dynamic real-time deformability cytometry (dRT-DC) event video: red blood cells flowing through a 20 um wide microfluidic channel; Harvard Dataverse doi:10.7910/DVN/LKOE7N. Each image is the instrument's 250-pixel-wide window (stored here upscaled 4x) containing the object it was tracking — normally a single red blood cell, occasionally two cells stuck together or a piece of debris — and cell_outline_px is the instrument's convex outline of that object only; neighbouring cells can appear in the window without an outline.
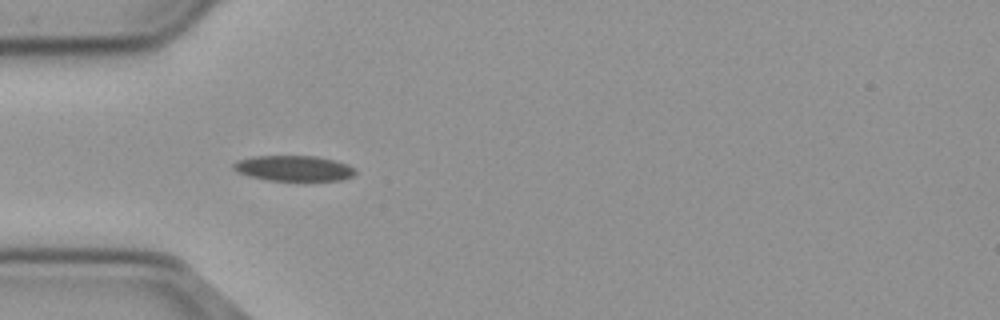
{"species": "common noctule bat (a hibernating species)", "species_latin": "Nyctalus noctula", "temperature_condition": "cold", "stored_images_in_passage": 13, "camera_frame_rate_fps": 3000, "um_per_image_px": 0.085, "animal": {"sex": "male", "body_mass_g": 23.1, "forearm_length_mm": 52.7}, "frame": {"image": 1, "passage_image": 6, "time_ms": 1.667, "image_size_px": [1000, 320], "cell_outline_px": [[356, 172], [352, 176], [340, 180], [268, 180], [248, 176], [236, 172], [232, 168], [232, 164], [236, 160], [252, 156], [316, 156], [348, 164], [356, 168]], "centroid_in_image_um": [24.92, 14.3], "position_along_channel_um": 60.1, "area_um2": 18.15}}
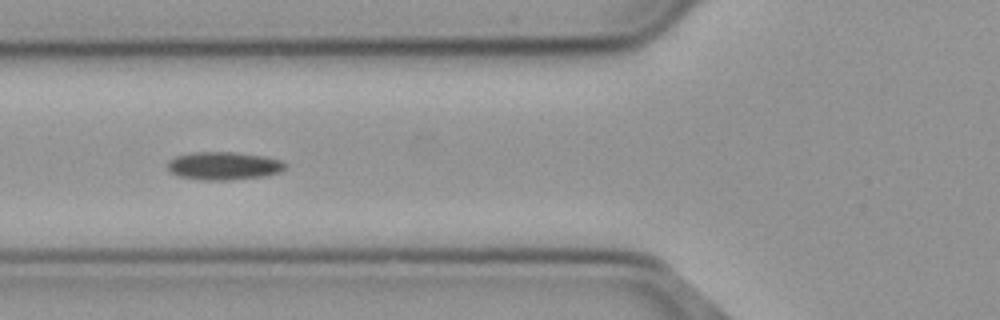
{"frame": {"image": 2, "passage_image": 10, "time_ms": 3.0, "image_size_px": [1000, 320], "cell_outline_px": [[288, 164], [280, 172], [264, 176], [228, 180], [204, 180], [176, 176], [168, 172], [168, 160], [176, 156], [192, 152], [236, 152], [264, 156], [280, 160]], "centroid_in_image_um": [18.98, 14.09], "position_along_channel_um": 106.8, "area_um2": 19.36}}